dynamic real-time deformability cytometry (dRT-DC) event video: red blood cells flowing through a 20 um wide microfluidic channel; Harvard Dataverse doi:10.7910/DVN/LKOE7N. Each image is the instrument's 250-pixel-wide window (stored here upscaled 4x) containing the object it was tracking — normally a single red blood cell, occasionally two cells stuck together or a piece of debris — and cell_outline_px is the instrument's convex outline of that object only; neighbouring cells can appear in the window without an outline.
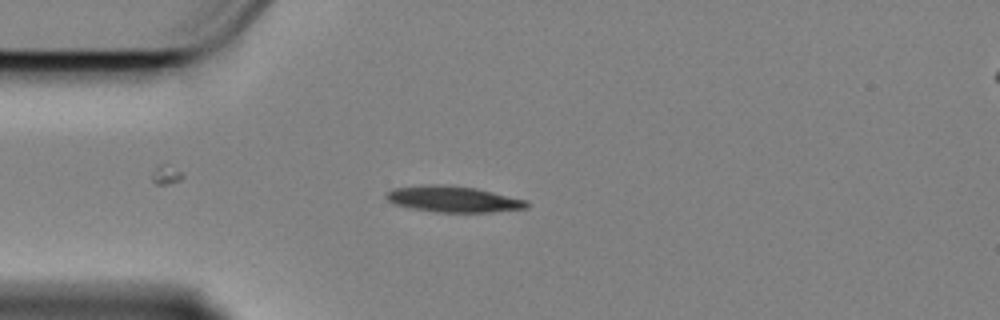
{"species": "Egyptian fruit bat (a non-hibernating species)", "species_latin": "Rousettus aegyptiacus", "temperature_condition": "cold", "stored_images_in_passage": 46, "camera_frame_rate_fps": 3000, "um_per_image_px": 0.085, "animal": {"sex": "female"}, "frame": {"image": 1, "passage_image": 1, "time_ms": 0.0, "image_size_px": [1000, 320], "cell_outline_px": [[528, 208], [488, 212], [432, 212], [392, 204], [384, 196], [388, 192], [396, 188], [420, 184], [436, 184], [476, 188], [528, 200]], "centroid_in_image_um": [38.51, 16.92], "position_along_channel_um": 46.5, "area_um2": 21.39}}
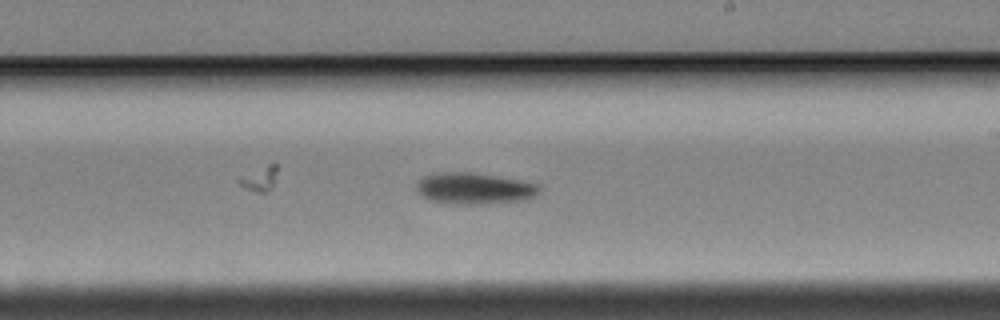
{"frame": {"image": 2, "passage_image": 20, "time_ms": 6.333, "image_size_px": [1000, 320], "cell_outline_px": [[540, 192], [524, 200], [484, 204], [460, 204], [428, 200], [416, 188], [420, 180], [424, 176], [432, 172], [472, 172], [520, 180], [540, 184]], "centroid_in_image_um": [40.33, 16.0], "position_along_channel_um": 248.7, "area_um2": 22.37}}
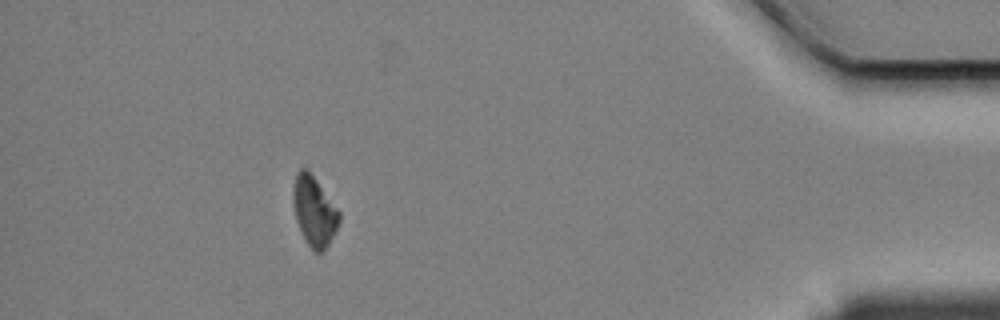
{"frame": {"image": 3, "passage_image": 39, "time_ms": 12.667, "image_size_px": [1000, 320], "cell_outline_px": [[340, 220], [328, 244], [320, 252], [316, 252], [308, 244], [296, 220], [292, 200], [292, 188], [296, 172], [304, 164], [308, 168], [340, 212]], "centroid_in_image_um": [26.67, 17.84], "position_along_channel_um": 408.5, "area_um2": 18.61}, "authors_computed_cell_mechanics": {"area_um2": 20.4323, "velocity_mm_per_s": 3.3875, "shape_relaxation_time_tau1_ms": 3.2527, "shape_relaxation_time_tau2_ms": null, "deformation_change_tau1": 0.1279, "deformation_change_tau2": null}}